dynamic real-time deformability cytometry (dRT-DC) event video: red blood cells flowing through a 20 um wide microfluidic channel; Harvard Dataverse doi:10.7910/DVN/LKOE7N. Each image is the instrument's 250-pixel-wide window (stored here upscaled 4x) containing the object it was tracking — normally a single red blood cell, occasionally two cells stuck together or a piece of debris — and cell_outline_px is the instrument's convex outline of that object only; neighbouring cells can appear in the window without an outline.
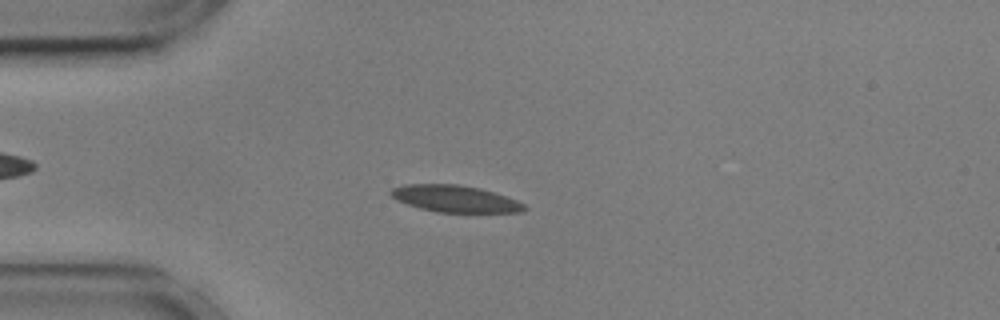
{"species": "common noctule bat (a hibernating species)", "species_latin": "Nyctalus noctula", "temperature_condition": "cold", "stored_images_in_passage": 54, "camera_frame_rate_fps": 3000, "um_per_image_px": 0.085, "animal": {"sex": "male", "body_mass_g": 17.9, "forearm_length_mm": 54.2}, "frame": {"image": 1, "passage_image": 13, "time_ms": 4.0, "image_size_px": [1000, 320], "cell_outline_px": [[528, 208], [520, 212], [436, 212], [420, 208], [396, 200], [388, 192], [392, 188], [404, 184], [460, 184], [480, 188], [516, 200], [524, 204]], "centroid_in_image_um": [38.64, 16.89], "position_along_channel_um": 46.4, "area_um2": 20.75}}
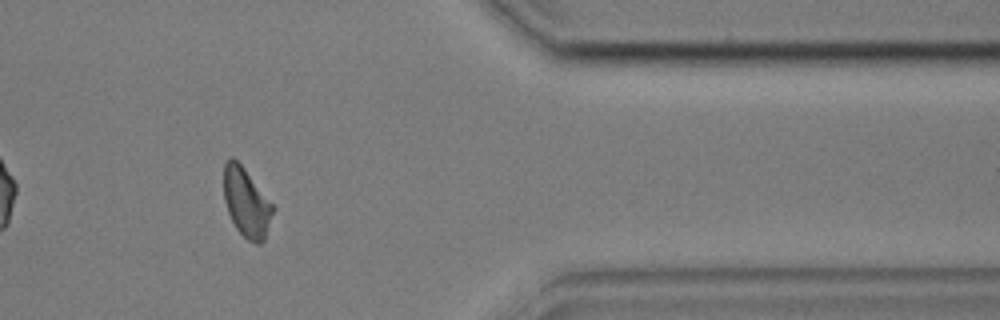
{"frame": {"image": 2, "passage_image": 45, "time_ms": 14.667, "image_size_px": [1000, 320], "cell_outline_px": [[276, 208], [264, 240], [260, 244], [256, 244], [248, 240], [236, 228], [228, 212], [224, 200], [224, 164], [232, 156], [244, 168]], "centroid_in_image_um": [20.96, 17.24], "position_along_channel_um": 390.4, "area_um2": 19.65}}
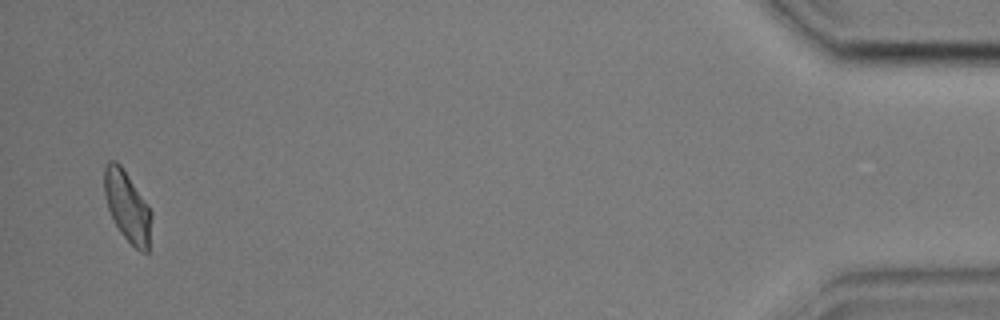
{"frame": {"image": 3, "passage_image": 53, "time_ms": 17.333, "image_size_px": [1000, 320], "cell_outline_px": [[152, 216], [148, 252], [140, 252], [120, 232], [108, 208], [104, 196], [104, 168], [108, 160], [116, 160], [120, 164], [148, 204], [152, 212]], "centroid_in_image_um": [10.83, 17.53], "position_along_channel_um": 424.4, "area_um2": 19.31}, "authors_computed_cell_mechanics": {"area_um2": 20.8369, "velocity_mm_per_s": 3.5756, "shape_relaxation_time_tau1_ms": 5.4669, "shape_relaxation_time_tau2_ms": 2.1296, "deformation_change_tau1": 0.1224, "deformation_change_tau2": 0.0853}}